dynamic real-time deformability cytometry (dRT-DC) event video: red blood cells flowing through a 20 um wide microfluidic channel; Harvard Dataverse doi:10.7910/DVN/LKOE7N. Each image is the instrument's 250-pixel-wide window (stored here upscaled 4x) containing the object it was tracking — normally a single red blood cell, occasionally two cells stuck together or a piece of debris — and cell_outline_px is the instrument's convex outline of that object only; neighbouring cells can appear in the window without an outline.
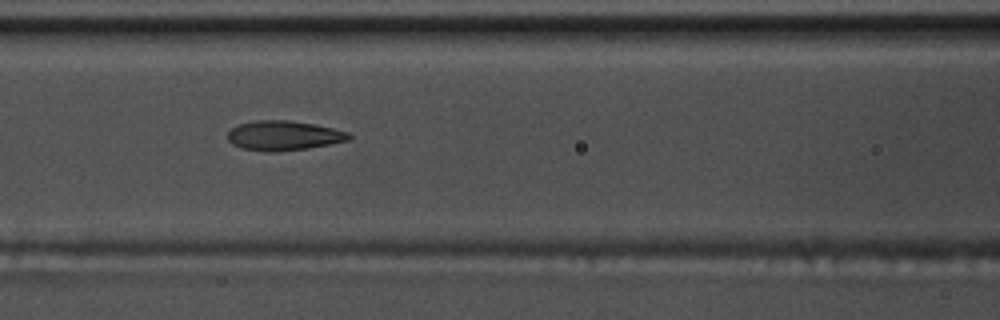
{"species": "common noctule bat (a hibernating species)", "species_latin": "Nyctalus noctula", "temperature_condition": "warm", "stored_images_in_passage": 55, "camera_frame_rate_fps": 3000, "um_per_image_px": 0.085, "animal": {"sex": "male", "body_mass_g": 17.5, "forearm_length_mm": 52.3}, "frame": {"image": 1, "passage_image": 24, "time_ms": 7.667, "image_size_px": [1000, 320], "cell_outline_px": [[352, 136], [348, 140], [308, 148], [240, 148], [232, 144], [228, 140], [228, 132], [232, 128], [240, 124], [256, 120], [288, 120], [312, 124], [332, 128], [348, 132]], "centroid_in_image_um": [24.12, 11.46], "position_along_channel_um": 142.5, "area_um2": 19.71}}
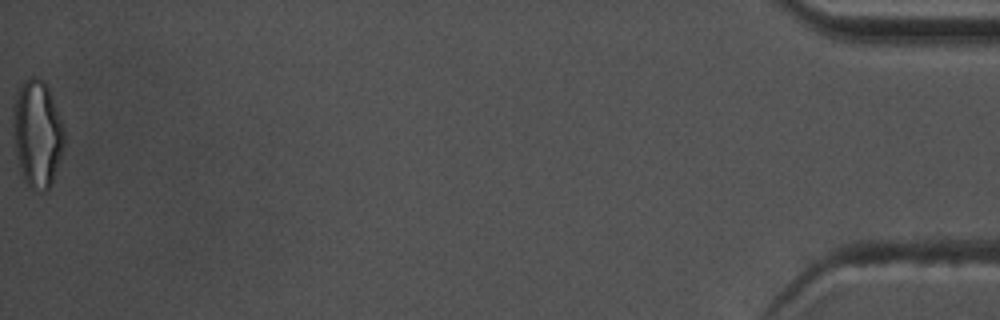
{"frame": {"image": 2, "passage_image": 55, "time_ms": 18.0, "image_size_px": [1000, 320], "cell_outline_px": [[64, 148], [52, 180], [48, 188], [44, 192], [36, 192], [24, 180], [20, 172], [16, 156], [12, 128], [12, 116], [16, 96], [24, 80], [32, 76], [44, 80], [48, 88], [64, 124]], "centroid_in_image_um": [3.16, 11.37], "position_along_channel_um": 432.0, "area_um2": 32.08}, "authors_computed_cell_mechanics": {"area_um2": 20.808, "velocity_mm_per_s": 3.772, "shape_relaxation_time_tau1_ms": 3.6775, "shape_relaxation_time_tau2_ms": 1.4248, "deformation_change_tau1": 0.1886, "deformation_change_tau2": 0.1018}}